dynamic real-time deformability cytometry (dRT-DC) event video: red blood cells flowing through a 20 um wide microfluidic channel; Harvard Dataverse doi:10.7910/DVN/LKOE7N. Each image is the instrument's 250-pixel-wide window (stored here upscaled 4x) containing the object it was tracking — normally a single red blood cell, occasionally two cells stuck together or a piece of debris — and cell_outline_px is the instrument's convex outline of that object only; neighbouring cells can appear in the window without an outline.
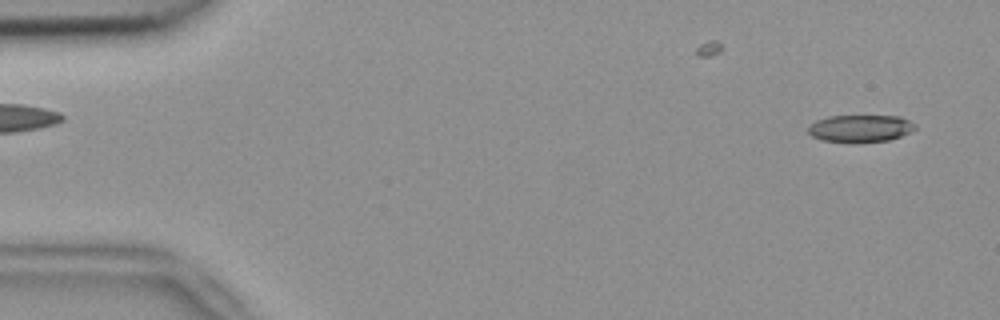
{"species": "common noctule bat (a hibernating species)", "species_latin": "Nyctalus noctula", "temperature_condition": "room temperature", "stored_images_in_passage": 52, "camera_frame_rate_fps": 3000, "um_per_image_px": 0.085, "animal": {"sex": "female", "body_mass_g": 18.4}, "frame": {"image": 1, "passage_image": 2, "time_ms": 0.333, "image_size_px": [1000, 320], "cell_outline_px": [[916, 128], [900, 136], [888, 140], [860, 144], [824, 140], [812, 136], [808, 132], [808, 128], [816, 120], [828, 116], [900, 116], [916, 124]], "centroid_in_image_um": [73.13, 10.93], "position_along_channel_um": 11.9, "area_um2": 17.11}}
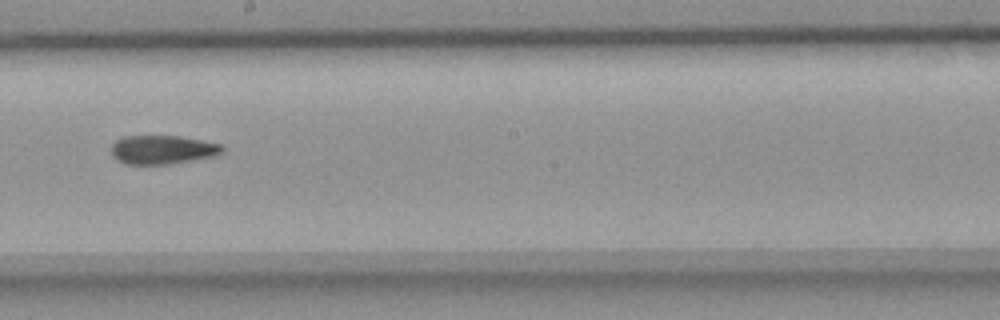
{"frame": {"image": 2, "passage_image": 29, "time_ms": 9.333, "image_size_px": [1000, 320], "cell_outline_px": [[224, 152], [216, 156], [168, 164], [124, 164], [116, 160], [112, 156], [112, 144], [116, 140], [124, 136], [180, 136], [204, 140], [220, 144], [224, 148]], "centroid_in_image_um": [13.82, 12.72], "position_along_channel_um": 234.4, "area_um2": 18.79}}
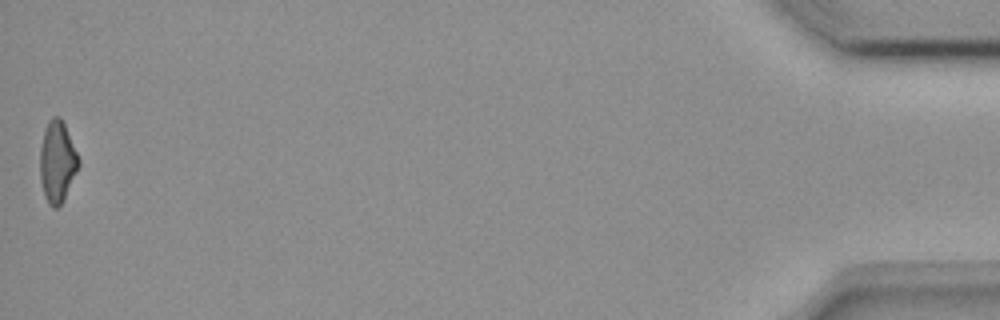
{"frame": {"image": 3, "passage_image": 52, "time_ms": 17.0, "image_size_px": [1000, 320], "cell_outline_px": [[80, 164], [64, 200], [56, 208], [52, 208], [48, 204], [44, 196], [40, 180], [40, 148], [44, 128], [48, 120], [52, 116], [60, 116], [64, 124], [80, 160]], "centroid_in_image_um": [4.85, 13.75], "position_along_channel_um": 430.3, "area_um2": 18.44}, "authors_computed_cell_mechanics": {"area_um2": 18.7561, "velocity_mm_per_s": 3.8148, "shape_relaxation_time_tau1_ms": null, "shape_relaxation_time_tau2_ms": 3.4195, "deformation_change_tau1": null, "deformation_change_tau2": 0.1182}}